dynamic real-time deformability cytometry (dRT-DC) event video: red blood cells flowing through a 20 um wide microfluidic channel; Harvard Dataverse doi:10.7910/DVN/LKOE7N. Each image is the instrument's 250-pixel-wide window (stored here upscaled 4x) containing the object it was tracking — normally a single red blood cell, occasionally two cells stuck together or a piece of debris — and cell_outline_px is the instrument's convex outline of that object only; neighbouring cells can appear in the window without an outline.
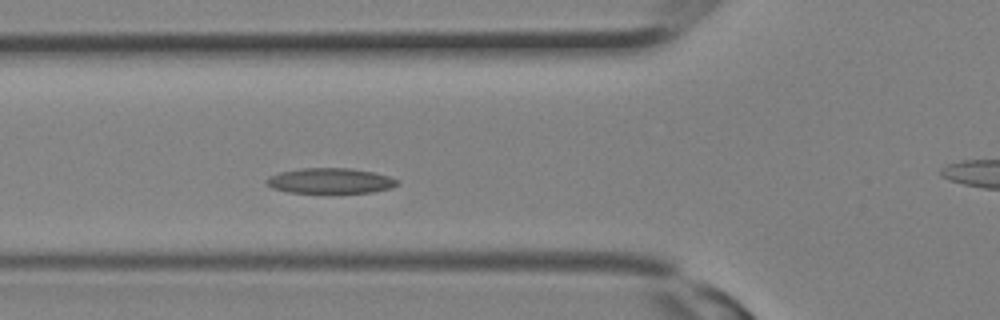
{"species": "Egyptian fruit bat (a non-hibernating species)", "species_latin": "Rousettus aegyptiacus", "temperature_condition": "room temperature", "stored_images_in_passage": 9, "camera_frame_rate_fps": 3000, "um_per_image_px": 0.085, "animal": {"sex": "female"}, "frame": {"image": 1, "passage_image": 8, "time_ms": 2.333, "image_size_px": [1000, 320], "cell_outline_px": [[400, 184], [392, 188], [372, 192], [288, 192], [272, 188], [264, 180], [268, 176], [280, 172], [300, 168], [348, 168], [372, 172], [388, 176], [396, 180]], "centroid_in_image_um": [28.05, 15.36], "position_along_channel_um": 97.8, "area_um2": 19.13}}